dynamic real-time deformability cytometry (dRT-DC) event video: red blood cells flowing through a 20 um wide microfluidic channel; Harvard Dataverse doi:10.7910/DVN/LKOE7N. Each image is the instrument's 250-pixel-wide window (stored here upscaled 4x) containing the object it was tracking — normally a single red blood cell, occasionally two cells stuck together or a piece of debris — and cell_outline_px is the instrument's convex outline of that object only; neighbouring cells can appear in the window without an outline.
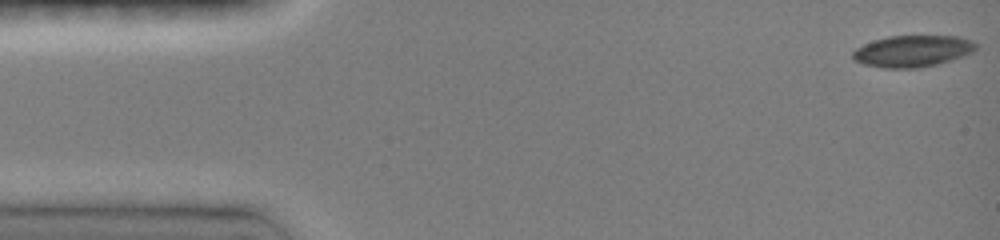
{"species": "common noctule bat (a hibernating species)", "species_latin": "Nyctalus noctula", "temperature_condition": "room temperature", "stored_images_in_passage": 13, "camera_frame_rate_fps": 3000, "um_per_image_px": 0.085, "animal": {"sex": "female", "body_mass_g": 19.0, "forearm_length_mm": 51.5}, "frame": {"image": 1, "passage_image": 1, "time_ms": 0.0, "image_size_px": [1000, 240], "cell_outline_px": [[976, 48], [972, 52], [964, 56], [952, 60], [920, 68], [884, 68], [864, 64], [852, 60], [852, 52], [856, 48], [872, 40], [888, 36], [956, 36], [972, 40], [976, 44]], "centroid_in_image_um": [77.54, 4.34], "position_along_channel_um": 7.5, "area_um2": 22.77}}
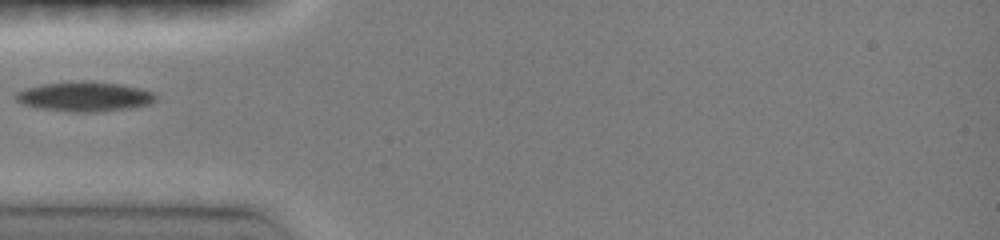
{"frame": {"image": 2, "passage_image": 7, "time_ms": 4.667, "image_size_px": [1000, 240], "cell_outline_px": [[156, 100], [152, 104], [104, 112], [68, 112], [40, 108], [20, 104], [12, 96], [16, 92], [24, 88], [44, 84], [84, 80], [120, 84], [140, 88], [152, 92], [156, 96]], "centroid_in_image_um": [7.16, 8.22], "position_along_channel_um": 77.8, "area_um2": 24.57}}
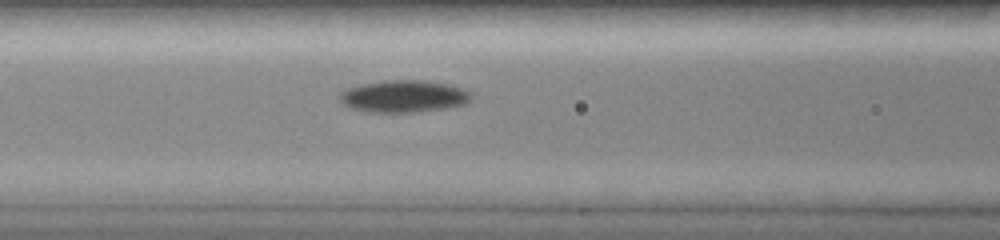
{"frame": {"image": 3, "passage_image": 9, "time_ms": 6.0, "image_size_px": [1000, 240], "cell_outline_px": [[472, 100], [464, 104], [448, 108], [420, 112], [364, 112], [348, 108], [340, 100], [340, 92], [348, 88], [360, 84], [384, 80], [424, 80], [448, 84], [472, 92]], "centroid_in_image_um": [34.32, 8.19], "position_along_channel_um": 132.3, "area_um2": 24.97}}